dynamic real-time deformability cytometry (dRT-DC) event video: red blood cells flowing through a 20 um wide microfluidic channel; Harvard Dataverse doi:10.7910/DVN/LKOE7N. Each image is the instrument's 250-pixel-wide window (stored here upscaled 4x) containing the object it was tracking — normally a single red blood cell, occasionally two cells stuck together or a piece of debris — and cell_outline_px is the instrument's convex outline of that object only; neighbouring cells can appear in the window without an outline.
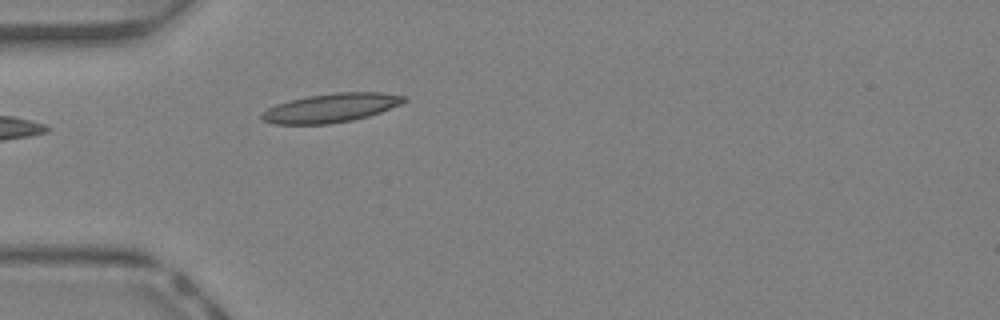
{"species": "Egyptian fruit bat (a non-hibernating species)", "species_latin": "Rousettus aegyptiacus", "temperature_condition": "warm", "stored_images_in_passage": 14, "camera_frame_rate_fps": 3000, "um_per_image_px": 0.085, "animal": {"sex": "female"}, "frame": {"image": 1, "passage_image": 1, "time_ms": 0.0, "image_size_px": [1000, 320], "cell_outline_px": [[408, 100], [400, 104], [380, 112], [368, 116], [352, 120], [328, 124], [276, 124], [264, 120], [260, 116], [268, 108], [276, 104], [308, 96], [336, 92], [380, 92], [408, 96]], "centroid_in_image_um": [28.18, 9.16], "position_along_channel_um": 56.8, "area_um2": 23.76}}
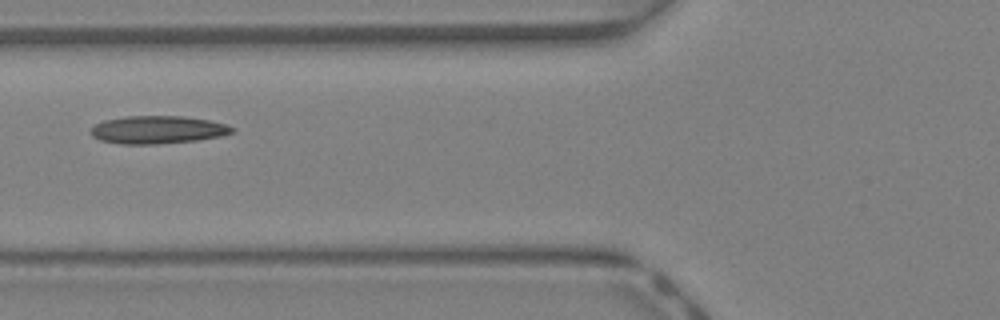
{"frame": {"image": 2, "passage_image": 5, "time_ms": 1.333, "image_size_px": [1000, 320], "cell_outline_px": [[232, 132], [220, 136], [196, 140], [156, 144], [120, 144], [100, 140], [92, 136], [92, 128], [96, 124], [104, 120], [124, 116], [184, 116], [208, 120], [224, 124], [232, 128]], "centroid_in_image_um": [13.35, 11.02], "position_along_channel_um": 112.4, "area_um2": 22.66}}
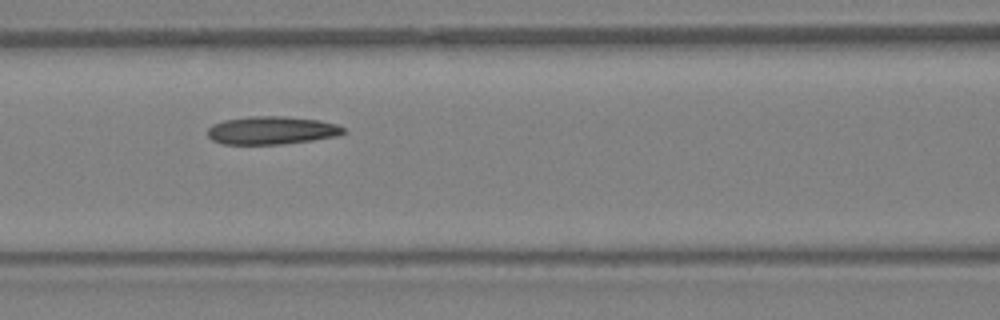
{"frame": {"image": 3, "passage_image": 7, "time_ms": 2.0, "image_size_px": [1000, 320], "cell_outline_px": [[344, 132], [336, 136], [312, 140], [280, 144], [224, 144], [212, 140], [208, 136], [208, 128], [212, 124], [224, 120], [248, 116], [284, 116], [320, 120], [336, 124], [344, 128]], "centroid_in_image_um": [23.06, 11.07], "position_along_channel_um": 143.5, "area_um2": 22.14}}